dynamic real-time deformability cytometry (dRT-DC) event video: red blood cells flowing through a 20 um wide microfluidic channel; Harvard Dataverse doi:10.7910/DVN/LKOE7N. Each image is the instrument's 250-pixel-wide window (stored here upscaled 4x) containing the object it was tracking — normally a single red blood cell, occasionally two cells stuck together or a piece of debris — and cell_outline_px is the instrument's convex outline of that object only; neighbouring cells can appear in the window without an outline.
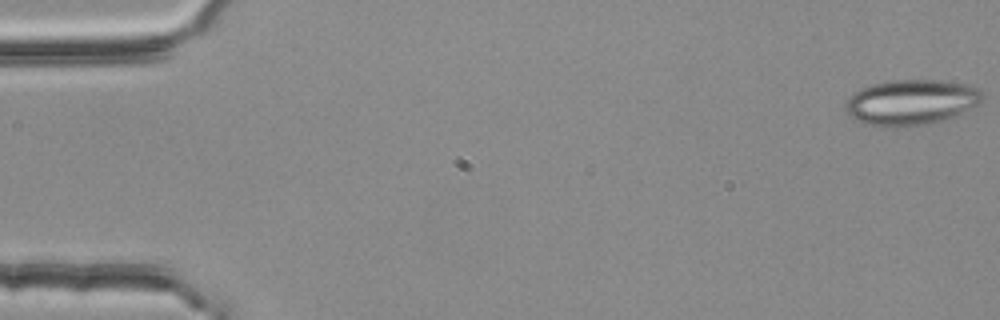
{"species": "common noctule bat (a hibernating species)", "species_latin": "Nyctalus noctula", "temperature_condition": "room temperature", "stored_images_in_passage": 15, "camera_frame_rate_fps": 3000, "um_per_image_px": 0.085, "animal": {"sex": "female", "body_mass_g": 25.1}, "frame": {"image": 1, "passage_image": 1, "time_ms": 0.0, "image_size_px": [1000, 320], "cell_outline_px": [[984, 100], [980, 104], [944, 120], [932, 124], [896, 128], [868, 124], [852, 120], [848, 116], [844, 108], [844, 104], [848, 96], [860, 88], [872, 84], [888, 80], [944, 80], [964, 84], [980, 88], [984, 92]], "centroid_in_image_um": [77.43, 8.7], "position_along_channel_um": 7.6, "area_um2": 37.11}}